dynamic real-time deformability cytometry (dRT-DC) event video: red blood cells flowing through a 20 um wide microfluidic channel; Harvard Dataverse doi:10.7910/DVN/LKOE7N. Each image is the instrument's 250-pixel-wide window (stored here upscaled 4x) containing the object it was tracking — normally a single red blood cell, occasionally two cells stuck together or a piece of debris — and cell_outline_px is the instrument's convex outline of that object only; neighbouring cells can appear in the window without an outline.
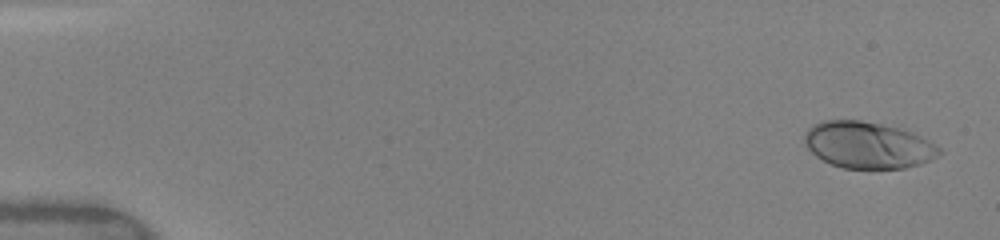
{"species": "human", "species_latin": "Homo sapiens", "temperature_condition": "warm", "stored_images_in_passage": 5, "camera_frame_rate_fps": 3000, "um_per_image_px": 0.085, "donor": {"sex": "female"}, "frame": {"image": 1, "passage_image": 1, "time_ms": 0.0, "image_size_px": [1000, 240], "cell_outline_px": [[944, 152], [920, 164], [904, 168], [844, 168], [832, 164], [816, 156], [804, 144], [804, 132], [812, 124], [820, 120], [860, 120], [880, 124], [912, 132], [928, 140], [940, 148]], "centroid_in_image_um": [73.74, 12.32], "position_along_channel_um": 11.3, "area_um2": 36.41}}
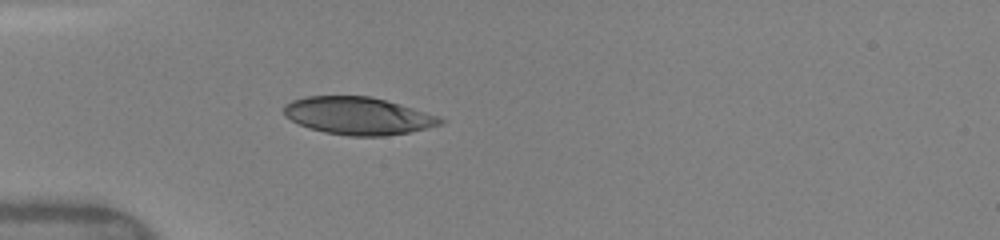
{"frame": {"image": 2, "passage_image": 5, "time_ms": 4.333, "image_size_px": [1000, 240], "cell_outline_px": [[444, 120], [440, 124], [408, 132], [384, 136], [348, 136], [324, 132], [308, 128], [284, 116], [284, 104], [292, 100], [304, 96], [372, 96], [400, 104], [436, 116]], "centroid_in_image_um": [30.36, 9.84], "position_along_channel_um": 54.6, "area_um2": 33.93}}